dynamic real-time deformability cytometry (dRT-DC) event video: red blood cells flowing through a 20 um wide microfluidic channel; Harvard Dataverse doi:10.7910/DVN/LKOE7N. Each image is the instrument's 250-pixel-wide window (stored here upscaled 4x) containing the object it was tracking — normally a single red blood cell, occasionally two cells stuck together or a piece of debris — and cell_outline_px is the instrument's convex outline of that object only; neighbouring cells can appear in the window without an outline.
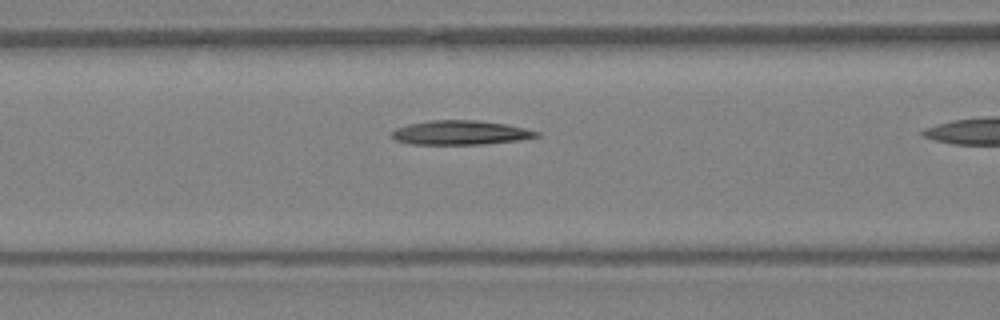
{"species": "Egyptian fruit bat (a non-hibernating species)", "species_latin": "Rousettus aegyptiacus", "temperature_condition": "warm", "stored_images_in_passage": 5, "camera_frame_rate_fps": 3000, "um_per_image_px": 0.085, "animal": {"sex": "female"}, "frame": {"image": 1, "passage_image": 4, "time_ms": 1.0, "image_size_px": [1000, 320], "cell_outline_px": [[540, 136], [520, 140], [484, 144], [408, 144], [396, 140], [392, 136], [392, 132], [396, 128], [408, 124], [432, 120], [476, 120], [504, 124], [524, 128], [540, 132]], "centroid_in_image_um": [39.14, 11.28], "position_along_channel_um": 127.5, "area_um2": 20.35}}